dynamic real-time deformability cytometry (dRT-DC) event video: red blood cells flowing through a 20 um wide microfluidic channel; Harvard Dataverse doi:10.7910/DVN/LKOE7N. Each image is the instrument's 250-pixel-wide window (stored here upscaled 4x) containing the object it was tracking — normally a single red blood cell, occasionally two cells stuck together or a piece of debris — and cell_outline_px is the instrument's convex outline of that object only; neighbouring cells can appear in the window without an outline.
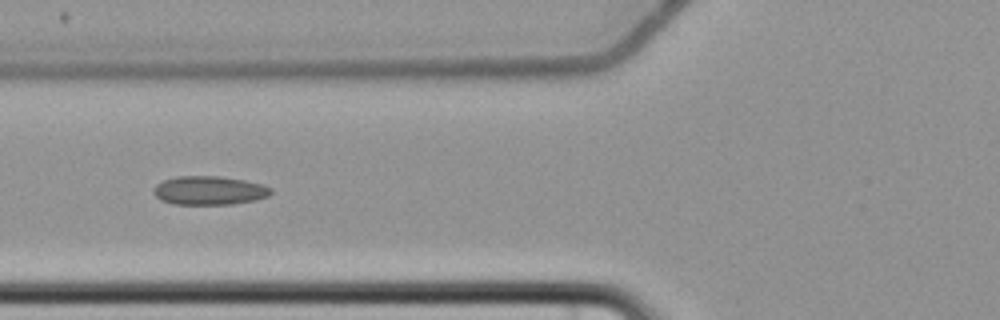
{"species": "common noctule bat (a hibernating species)", "species_latin": "Nyctalus noctula", "temperature_condition": "cold", "stored_images_in_passage": 10, "camera_frame_rate_fps": 3000, "um_per_image_px": 0.085, "animal": {"sex": "female", "body_mass_g": 22.7, "forearm_length_mm": 54.2}, "frame": {"image": 1, "passage_image": 6, "time_ms": 7.0, "image_size_px": [1000, 320], "cell_outline_px": [[272, 192], [268, 196], [256, 200], [232, 204], [172, 204], [160, 200], [152, 192], [152, 188], [156, 184], [164, 180], [176, 176], [220, 176], [244, 180], [260, 184], [272, 188]], "centroid_in_image_um": [17.75, 16.19], "position_along_channel_um": 108.0, "area_um2": 19.77}}
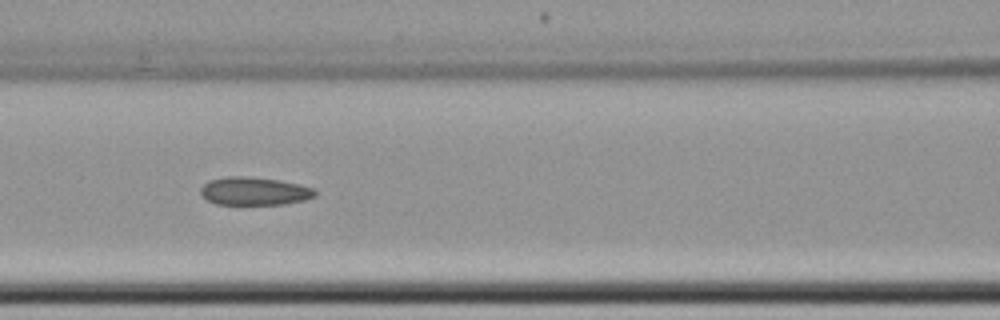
{"frame": {"image": 2, "passage_image": 7, "time_ms": 8.0, "image_size_px": [1000, 320], "cell_outline_px": [[316, 196], [304, 200], [284, 204], [216, 204], [200, 196], [200, 188], [208, 180], [228, 176], [244, 176], [276, 180], [300, 184], [312, 188], [316, 192]], "centroid_in_image_um": [21.58, 16.25], "position_along_channel_um": 145.0, "area_um2": 18.67}}